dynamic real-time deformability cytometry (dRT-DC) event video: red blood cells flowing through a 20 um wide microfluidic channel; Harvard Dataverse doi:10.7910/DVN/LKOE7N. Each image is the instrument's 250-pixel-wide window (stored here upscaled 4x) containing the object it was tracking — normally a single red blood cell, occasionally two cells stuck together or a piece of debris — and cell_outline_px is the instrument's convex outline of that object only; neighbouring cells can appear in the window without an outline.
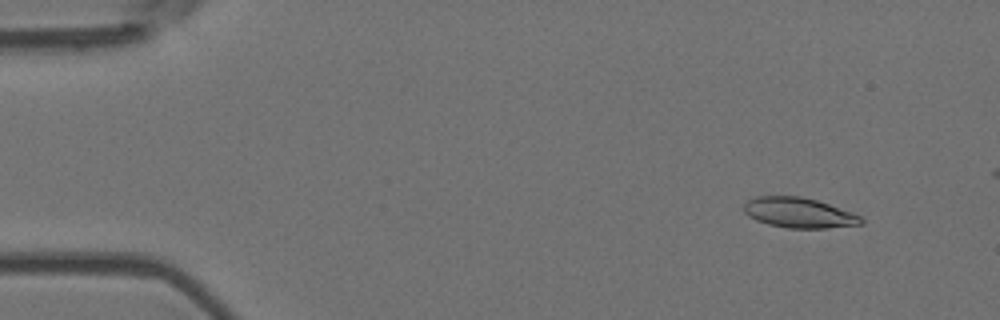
{"species": "Egyptian fruit bat (a non-hibernating species)", "species_latin": "Rousettus aegyptiacus", "temperature_condition": "room temperature", "stored_images_in_passage": 5, "camera_frame_rate_fps": 3000, "um_per_image_px": 0.085, "animal": {"sex": "female"}, "frame": {"image": 1, "passage_image": 2, "time_ms": 0.333, "image_size_px": [1000, 320], "cell_outline_px": [[864, 224], [824, 228], [788, 228], [768, 224], [756, 220], [748, 216], [744, 212], [744, 204], [748, 200], [756, 196], [800, 196], [816, 200], [852, 212], [860, 216], [864, 220]], "centroid_in_image_um": [67.9, 18.08], "position_along_channel_um": 17.1, "area_um2": 20.58}}